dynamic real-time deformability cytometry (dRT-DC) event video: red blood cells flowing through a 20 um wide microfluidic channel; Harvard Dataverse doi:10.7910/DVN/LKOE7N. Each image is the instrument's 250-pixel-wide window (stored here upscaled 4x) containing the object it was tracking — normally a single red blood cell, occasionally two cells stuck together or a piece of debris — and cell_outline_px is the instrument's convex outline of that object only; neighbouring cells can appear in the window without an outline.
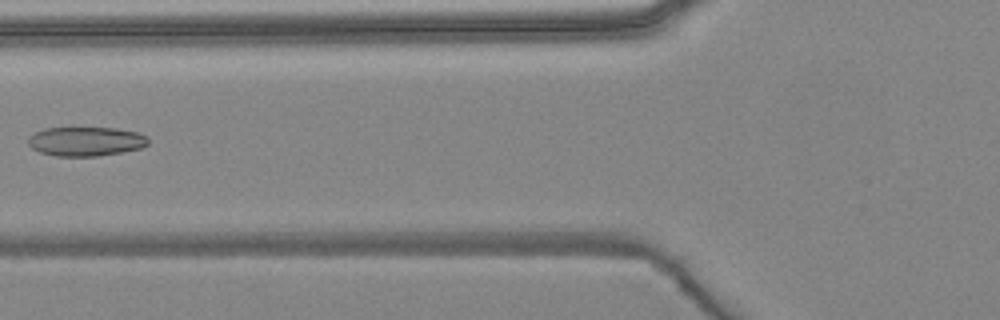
{"species": "common noctule bat (a hibernating species)", "species_latin": "Nyctalus noctula", "temperature_condition": "warm", "stored_images_in_passage": 7, "camera_frame_rate_fps": 3000, "um_per_image_px": 0.085, "animal": {"sex": "female", "body_mass_g": 24.6, "forearm_length_mm": 56.2}, "frame": {"image": 1, "passage_image": 6, "time_ms": 6.333, "image_size_px": [1000, 320], "cell_outline_px": [[148, 144], [140, 148], [100, 156], [56, 156], [40, 152], [32, 148], [28, 144], [28, 136], [44, 128], [116, 128], [136, 132], [148, 136]], "centroid_in_image_um": [7.28, 12.02], "position_along_channel_um": 118.5, "area_um2": 20.4}}
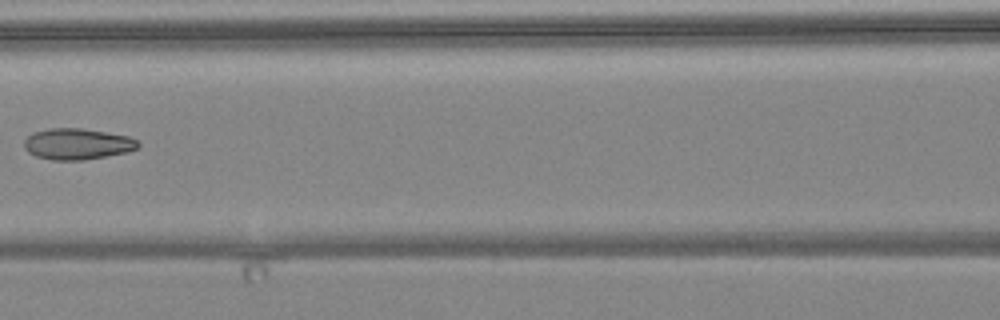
{"frame": {"image": 2, "passage_image": 7, "time_ms": 7.333, "image_size_px": [1000, 320], "cell_outline_px": [[140, 144], [136, 148], [128, 152], [84, 160], [52, 160], [36, 156], [28, 152], [24, 148], [24, 140], [32, 132], [48, 128], [80, 128], [128, 136], [136, 140]], "centroid_in_image_um": [6.53, 12.24], "position_along_channel_um": 160.1, "area_um2": 20.63}}